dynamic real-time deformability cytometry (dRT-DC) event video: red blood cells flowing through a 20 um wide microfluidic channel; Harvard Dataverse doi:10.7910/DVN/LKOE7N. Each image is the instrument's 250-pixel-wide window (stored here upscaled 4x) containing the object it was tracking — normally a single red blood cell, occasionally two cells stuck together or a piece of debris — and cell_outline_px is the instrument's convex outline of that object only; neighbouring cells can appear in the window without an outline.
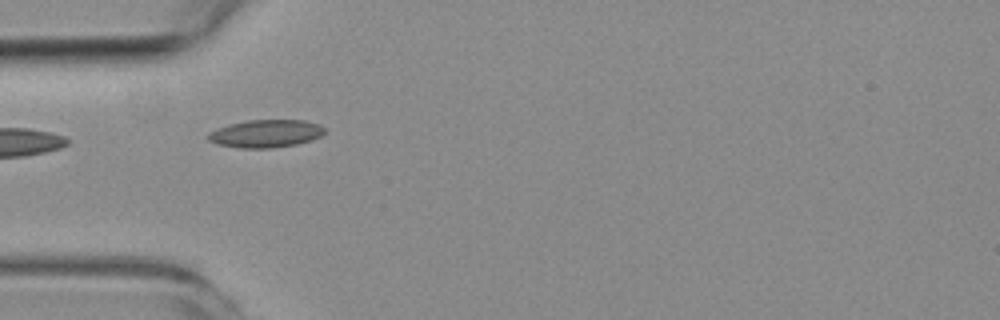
{"species": "common noctule bat (a hibernating species)", "species_latin": "Nyctalus noctula", "temperature_condition": "room temperature", "stored_images_in_passage": 3, "camera_frame_rate_fps": 3000, "um_per_image_px": 0.085, "animal": {"sex": "female", "body_mass_g": 19.3, "forearm_length_mm": 54.1}, "frame": {"image": 1, "passage_image": 2, "time_ms": 1.333, "image_size_px": [1000, 320], "cell_outline_px": [[328, 132], [312, 140], [296, 144], [272, 148], [240, 148], [216, 144], [208, 140], [204, 136], [208, 132], [216, 128], [228, 124], [248, 120], [304, 120], [320, 124], [328, 128]], "centroid_in_image_um": [22.59, 11.35], "position_along_channel_um": 62.4, "area_um2": 19.31}}
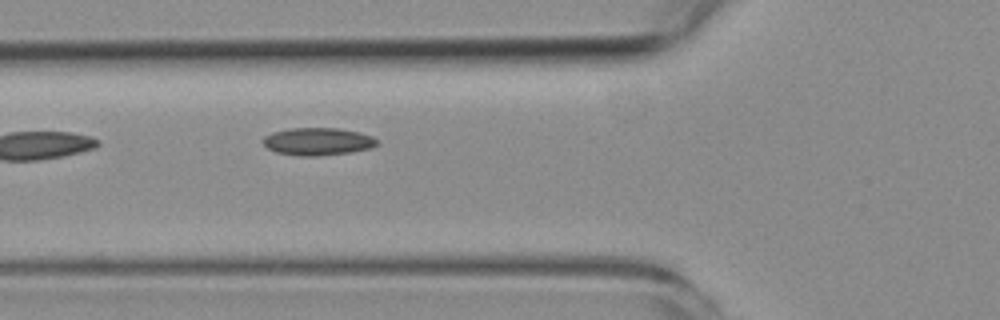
{"frame": {"image": 2, "passage_image": 3, "time_ms": 2.333, "image_size_px": [1000, 320], "cell_outline_px": [[380, 140], [372, 148], [352, 152], [316, 156], [300, 156], [276, 152], [268, 148], [260, 140], [264, 136], [272, 132], [288, 128], [340, 128], [360, 132], [372, 136]], "centroid_in_image_um": [27.02, 12.02], "position_along_channel_um": 98.8, "area_um2": 18.55}}